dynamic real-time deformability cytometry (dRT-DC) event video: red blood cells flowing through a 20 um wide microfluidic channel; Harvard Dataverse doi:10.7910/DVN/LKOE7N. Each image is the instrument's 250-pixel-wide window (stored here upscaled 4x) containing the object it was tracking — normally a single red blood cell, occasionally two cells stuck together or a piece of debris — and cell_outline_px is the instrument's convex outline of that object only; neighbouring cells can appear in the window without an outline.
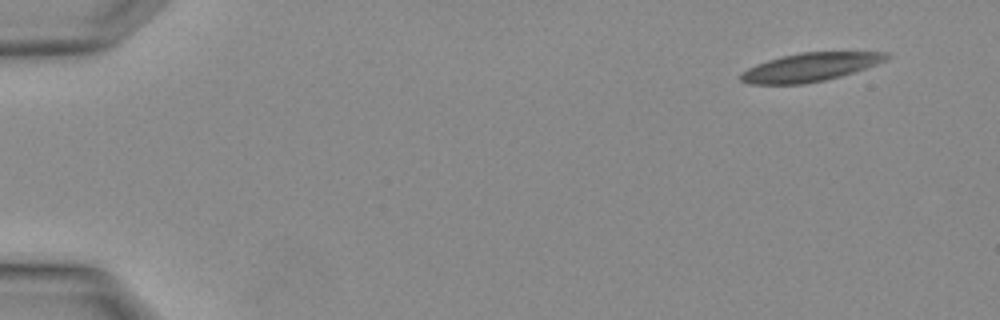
{"species": "Egyptian fruit bat (a non-hibernating species)", "species_latin": "Rousettus aegyptiacus", "temperature_condition": "warm", "stored_images_in_passage": 3, "camera_frame_rate_fps": 3000, "um_per_image_px": 0.085, "animal": {"sex": "female"}, "frame": {"image": 1, "passage_image": 1, "time_ms": 0.0, "image_size_px": [1000, 320], "cell_outline_px": [[892, 56], [876, 64], [840, 76], [824, 80], [804, 84], [748, 84], [740, 80], [740, 72], [756, 64], [768, 60], [800, 52], [888, 52]], "centroid_in_image_um": [68.82, 5.71], "position_along_channel_um": 16.2, "area_um2": 23.93}}
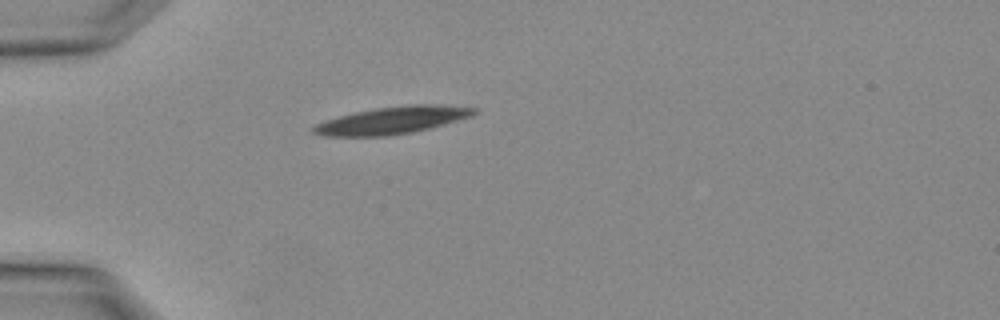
{"frame": {"image": 2, "passage_image": 3, "time_ms": 0.667, "image_size_px": [1000, 320], "cell_outline_px": [[480, 112], [472, 116], [444, 124], [412, 132], [384, 136], [324, 136], [312, 132], [312, 128], [316, 124], [324, 120], [356, 112], [376, 108], [412, 104], [432, 104], [476, 108]], "centroid_in_image_um": [33.35, 10.22], "position_along_channel_um": 51.7, "area_um2": 25.26}}